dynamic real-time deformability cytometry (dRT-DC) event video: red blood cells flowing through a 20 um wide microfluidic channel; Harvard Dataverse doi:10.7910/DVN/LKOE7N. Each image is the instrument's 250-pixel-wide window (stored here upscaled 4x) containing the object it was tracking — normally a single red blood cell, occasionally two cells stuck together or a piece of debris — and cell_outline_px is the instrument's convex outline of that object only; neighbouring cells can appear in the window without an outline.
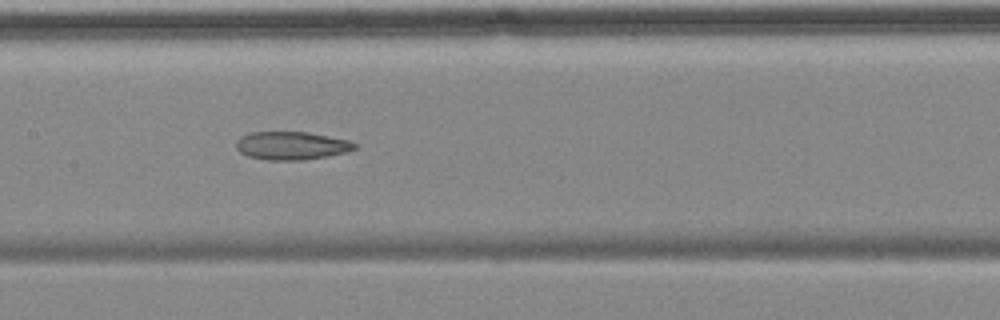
{"species": "common noctule bat (a hibernating species)", "species_latin": "Nyctalus noctula", "temperature_condition": "cold", "stored_images_in_passage": 9, "camera_frame_rate_fps": 3000, "um_per_image_px": 0.085, "animal": {"sex": "female", "body_mass_g": 18.4}, "frame": {"image": 1, "passage_image": 6, "time_ms": 5.667, "image_size_px": [1000, 320], "cell_outline_px": [[356, 148], [348, 152], [328, 156], [304, 160], [268, 160], [248, 156], [240, 152], [236, 148], [236, 140], [240, 136], [248, 132], [308, 132], [348, 140], [356, 144]], "centroid_in_image_um": [24.76, 12.38], "position_along_channel_um": 182.6, "area_um2": 19.54}}
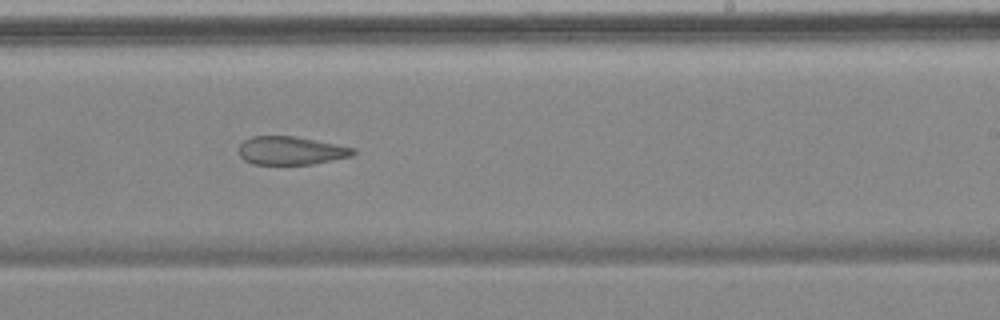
{"frame": {"image": 2, "passage_image": 8, "time_ms": 8.0, "image_size_px": [1000, 320], "cell_outline_px": [[356, 152], [352, 156], [312, 164], [252, 164], [244, 160], [240, 156], [240, 144], [244, 140], [252, 136], [296, 136], [356, 148]], "centroid_in_image_um": [24.74, 12.8], "position_along_channel_um": 264.3, "area_um2": 18.84}}
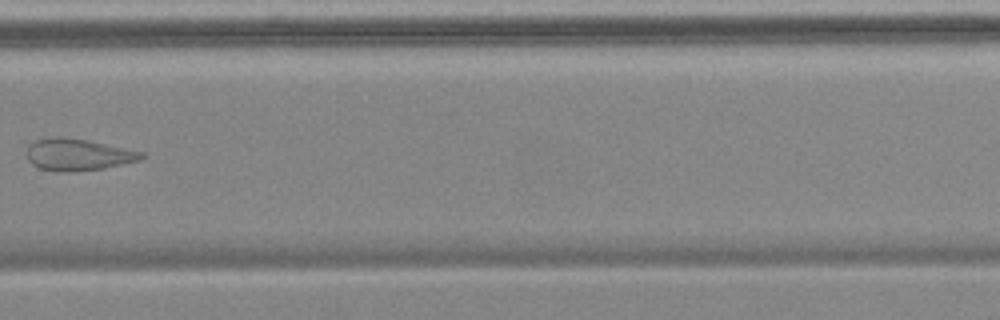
{"frame": {"image": 3, "passage_image": 9, "time_ms": 9.667, "image_size_px": [1000, 320], "cell_outline_px": [[144, 156], [140, 160], [104, 168], [68, 172], [60, 172], [40, 168], [32, 164], [28, 160], [28, 148], [36, 140], [56, 136], [60, 136], [88, 140], [144, 152]], "centroid_in_image_um": [6.64, 13.14], "position_along_channel_um": 323.2, "area_um2": 21.04}}